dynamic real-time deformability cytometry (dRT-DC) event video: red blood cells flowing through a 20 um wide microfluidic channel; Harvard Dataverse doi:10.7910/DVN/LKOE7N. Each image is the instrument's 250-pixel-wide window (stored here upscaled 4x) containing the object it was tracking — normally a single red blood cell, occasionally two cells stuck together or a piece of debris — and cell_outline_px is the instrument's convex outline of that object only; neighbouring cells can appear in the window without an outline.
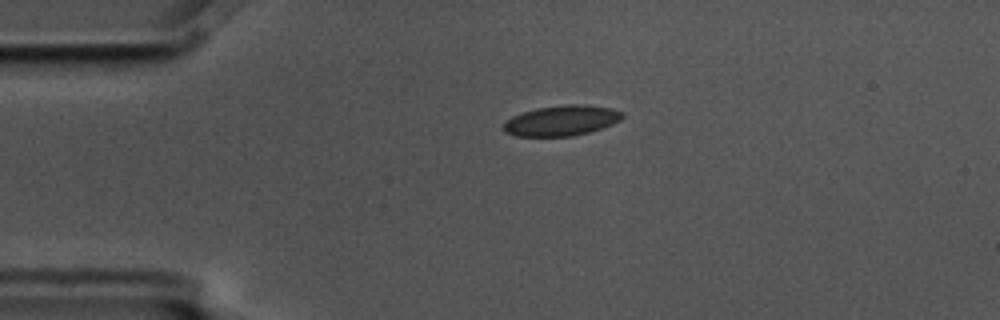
{"species": "common noctule bat (a hibernating species)", "species_latin": "Nyctalus noctula", "temperature_condition": "cold", "stored_images_in_passage": 2, "camera_frame_rate_fps": 3000, "um_per_image_px": 0.085, "animal": {"sex": "male", "body_mass_g": 17.5, "forearm_length_mm": 52.3}, "frame": {"image": 1, "passage_image": 1, "time_ms": 0.0, "image_size_px": [1000, 320], "cell_outline_px": [[624, 116], [620, 120], [612, 124], [588, 132], [572, 136], [516, 136], [504, 132], [504, 124], [512, 116], [536, 108], [564, 104], [588, 104], [612, 108], [624, 112]], "centroid_in_image_um": [47.76, 10.23], "position_along_channel_um": 37.2, "area_um2": 21.04}}